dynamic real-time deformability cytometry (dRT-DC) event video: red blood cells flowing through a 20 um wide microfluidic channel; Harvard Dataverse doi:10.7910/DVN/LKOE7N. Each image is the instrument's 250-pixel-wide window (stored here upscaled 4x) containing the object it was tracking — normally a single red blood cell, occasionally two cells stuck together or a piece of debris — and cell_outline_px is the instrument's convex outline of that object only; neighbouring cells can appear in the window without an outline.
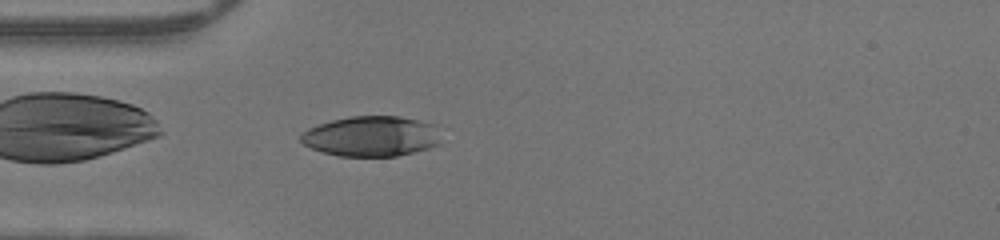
{"species": "human", "species_latin": "Homo sapiens", "temperature_condition": "warm", "stored_images_in_passage": 35, "camera_frame_rate_fps": 3000, "um_per_image_px": 0.085, "donor": {"sex": "male"}, "frame": {"image": 1, "passage_image": 1, "time_ms": 0.0, "image_size_px": [1000, 240], "cell_outline_px": [[440, 144], [428, 148], [396, 156], [340, 156], [324, 152], [312, 148], [304, 144], [300, 140], [300, 136], [308, 128], [332, 120], [352, 116], [400, 116], [436, 124]], "centroid_in_image_um": [31.58, 11.57], "position_along_channel_um": 53.4, "area_um2": 32.77}}
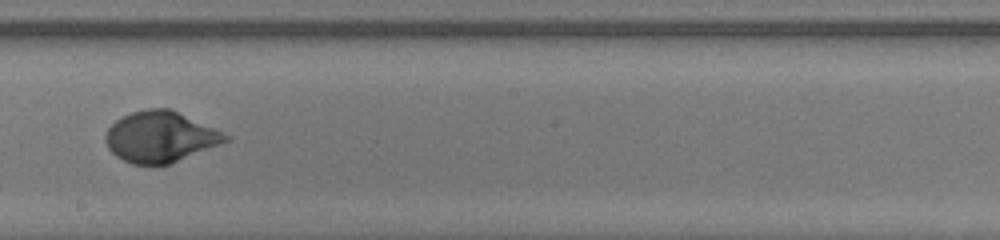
{"frame": {"image": 2, "passage_image": 14, "time_ms": 4.333, "image_size_px": [1000, 240], "cell_outline_px": [[232, 140], [172, 164], [132, 164], [116, 156], [108, 148], [104, 136], [108, 128], [116, 120], [132, 112], [148, 108], [168, 108], [232, 136]], "centroid_in_image_um": [13.66, 11.65], "position_along_channel_um": 234.5, "area_um2": 35.55}}
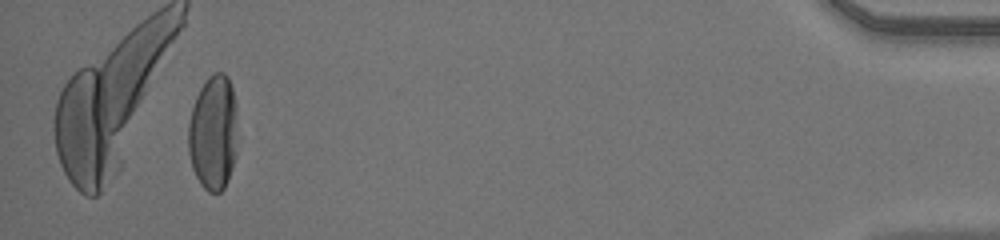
{"frame": {"image": 3, "passage_image": 32, "time_ms": 10.333, "image_size_px": [1000, 240], "cell_outline_px": [[236, 156], [228, 180], [224, 188], [220, 192], [208, 192], [200, 184], [192, 168], [188, 152], [188, 124], [192, 108], [196, 96], [200, 88], [208, 76], [216, 72], [224, 72], [228, 76], [232, 88], [236, 152]], "centroid_in_image_um": [18.09, 11.31], "position_along_channel_um": 417.1, "area_um2": 32.71}}